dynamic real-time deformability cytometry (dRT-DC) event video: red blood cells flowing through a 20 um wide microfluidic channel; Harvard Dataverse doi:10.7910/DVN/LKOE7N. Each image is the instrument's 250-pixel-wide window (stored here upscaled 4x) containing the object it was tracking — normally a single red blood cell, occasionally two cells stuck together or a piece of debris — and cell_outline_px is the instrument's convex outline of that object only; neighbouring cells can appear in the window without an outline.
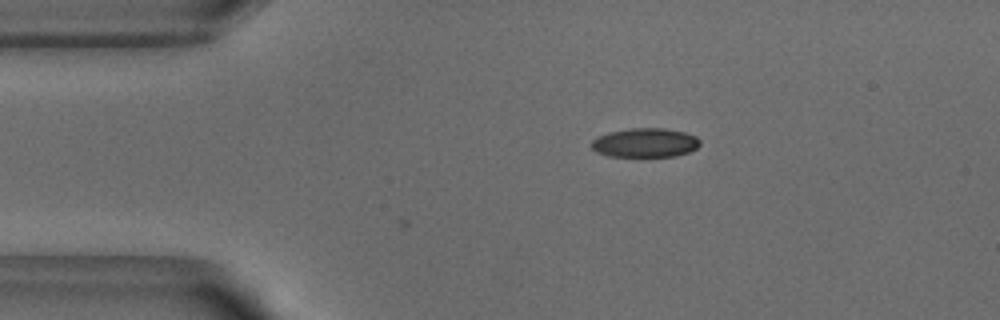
{"species": "common noctule bat (a hibernating species)", "species_latin": "Nyctalus noctula", "temperature_condition": "warm", "stored_images_in_passage": 34, "camera_frame_rate_fps": 3000, "um_per_image_px": 0.085, "animal": {"sex": "male", "body_mass_g": 18.8}, "frame": {"image": 1, "passage_image": 1, "time_ms": 0.0, "image_size_px": [1000, 320], "cell_outline_px": [[700, 144], [696, 148], [688, 152], [676, 156], [640, 160], [608, 156], [596, 152], [592, 148], [592, 140], [596, 136], [608, 132], [632, 128], [664, 128], [684, 132], [696, 136], [700, 140]], "centroid_in_image_um": [54.81, 12.19], "position_along_channel_um": 30.2, "area_um2": 19.42}}
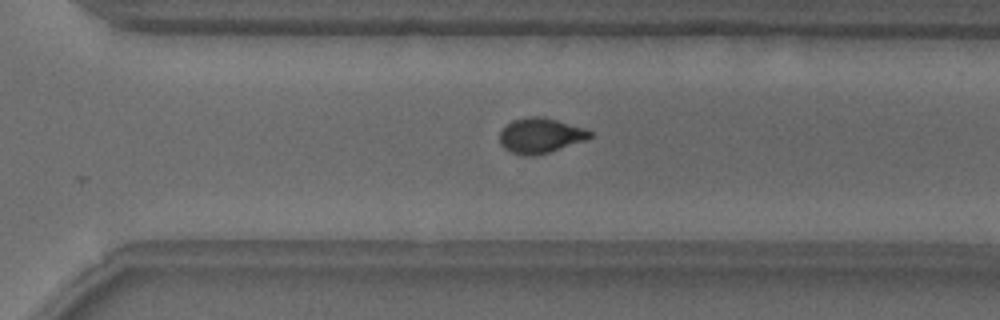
{"frame": {"image": 2, "passage_image": 27, "time_ms": 8.667, "image_size_px": [1000, 320], "cell_outline_px": [[592, 136], [588, 140], [548, 152], [532, 156], [524, 156], [512, 152], [504, 148], [500, 144], [500, 132], [512, 120], [528, 116], [544, 116], [584, 128], [592, 132]], "centroid_in_image_um": [45.95, 11.51], "position_along_channel_um": 324.7, "area_um2": 18.5}}
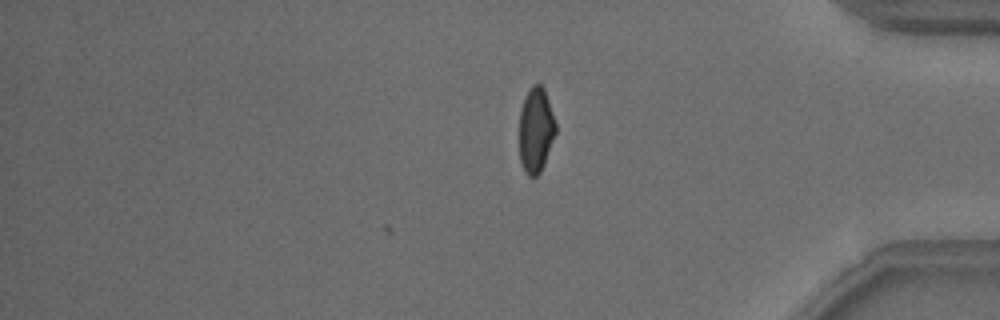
{"frame": {"image": 3, "passage_image": 34, "time_ms": 11.0, "image_size_px": [1000, 320], "cell_outline_px": [[556, 132], [544, 164], [540, 172], [536, 176], [528, 176], [524, 172], [520, 160], [520, 112], [524, 96], [532, 84], [540, 84], [544, 88], [556, 124]], "centroid_in_image_um": [45.54, 11.05], "position_along_channel_um": 389.7, "area_um2": 17.98}, "authors_computed_cell_mechanics": {"area_um2": 19.0451, "velocity_mm_per_s": 3.8629, "shape_relaxation_time_tau1_ms": 4.2495, "shape_relaxation_time_tau2_ms": 1.2268, "deformation_change_tau1": 0.1454, "deformation_change_tau2": 0.0626}}